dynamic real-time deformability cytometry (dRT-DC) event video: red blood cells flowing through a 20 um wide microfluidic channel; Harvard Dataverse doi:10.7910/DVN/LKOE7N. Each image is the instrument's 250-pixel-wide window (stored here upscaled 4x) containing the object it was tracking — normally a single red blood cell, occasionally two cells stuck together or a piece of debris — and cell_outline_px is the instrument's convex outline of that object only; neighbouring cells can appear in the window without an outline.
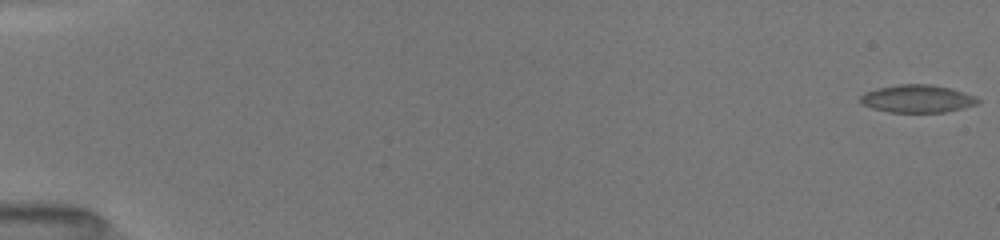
{"species": "common noctule bat (a hibernating species)", "species_latin": "Nyctalus noctula", "temperature_condition": "room temperature", "stored_images_in_passage": 17, "camera_frame_rate_fps": 3000, "um_per_image_px": 0.085, "animal": {"sex": "female", "body_mass_g": 19.5, "forearm_length_mm": 54.1}, "frame": {"image": 1, "passage_image": 1, "time_ms": 0.0, "image_size_px": [1000, 240], "cell_outline_px": [[980, 100], [976, 104], [964, 108], [944, 112], [892, 112], [872, 108], [860, 104], [860, 96], [876, 88], [896, 84], [928, 84], [948, 88], [976, 96]], "centroid_in_image_um": [77.95, 8.39], "position_along_channel_um": 7.0, "area_um2": 18.84}}
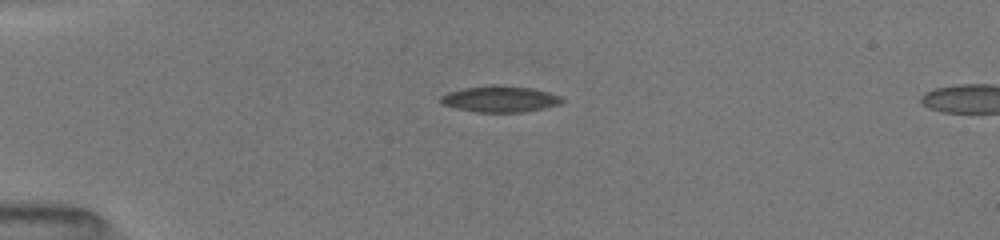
{"frame": {"image": 2, "passage_image": 14, "time_ms": 4.333, "image_size_px": [1000, 240], "cell_outline_px": [[564, 100], [560, 104], [544, 108], [520, 112], [476, 112], [456, 108], [444, 104], [440, 100], [440, 96], [448, 92], [464, 88], [488, 84], [496, 84], [532, 88], [548, 92], [560, 96]], "centroid_in_image_um": [42.5, 8.4], "position_along_channel_um": 42.5, "area_um2": 18.55}}